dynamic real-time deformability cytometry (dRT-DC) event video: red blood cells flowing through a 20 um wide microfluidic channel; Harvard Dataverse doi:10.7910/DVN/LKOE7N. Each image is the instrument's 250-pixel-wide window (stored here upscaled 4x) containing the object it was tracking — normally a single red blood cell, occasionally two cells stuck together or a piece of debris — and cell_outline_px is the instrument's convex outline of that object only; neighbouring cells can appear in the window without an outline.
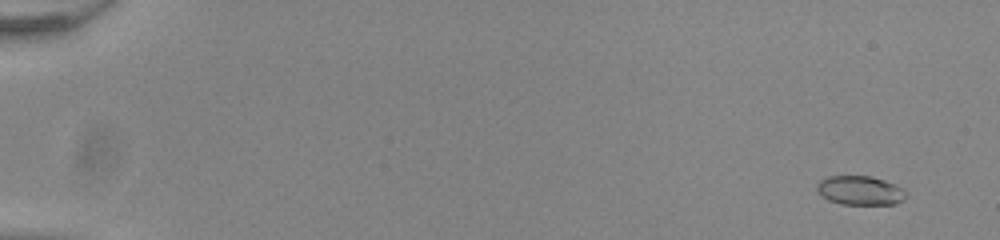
{"species": "common noctule bat (a hibernating species)", "species_latin": "Nyctalus noctula", "temperature_condition": "room temperature", "stored_images_in_passage": 55, "camera_frame_rate_fps": 3000, "um_per_image_px": 0.085, "animal": {"sex": "male", "body_mass_g": 20.0, "forearm_length_mm": 53.3}, "frame": {"image": 1, "passage_image": 4, "time_ms": 1.0, "image_size_px": [1000, 240], "cell_outline_px": [[908, 196], [904, 200], [896, 204], [840, 204], [828, 200], [820, 196], [816, 192], [816, 184], [820, 180], [828, 176], [872, 176], [896, 184]], "centroid_in_image_um": [73.07, 16.19], "position_along_channel_um": 11.9, "area_um2": 15.32}}
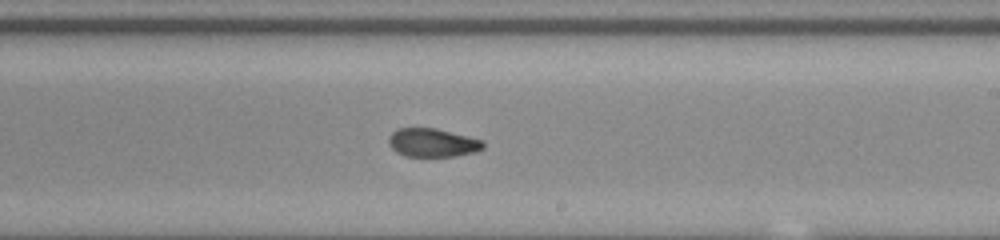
{"frame": {"image": 2, "passage_image": 35, "time_ms": 11.333, "image_size_px": [1000, 240], "cell_outline_px": [[484, 148], [476, 152], [456, 156], [404, 156], [396, 152], [388, 144], [388, 136], [396, 128], [436, 128], [480, 140], [484, 144]], "centroid_in_image_um": [36.71, 12.13], "position_along_channel_um": 252.3, "area_um2": 15.66}}
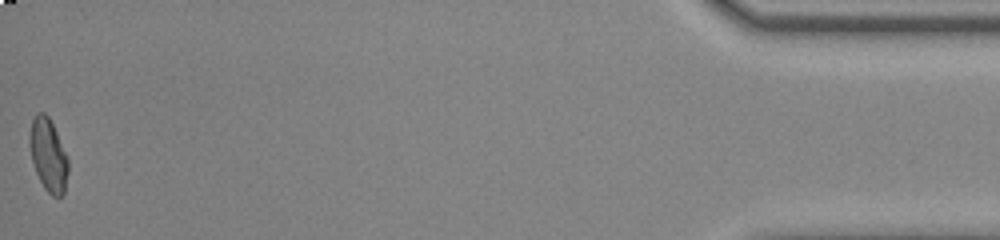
{"frame": {"image": 3, "passage_image": 55, "time_ms": 18.0, "image_size_px": [1000, 240], "cell_outline_px": [[68, 172], [64, 192], [60, 196], [52, 196], [44, 188], [36, 172], [32, 160], [28, 144], [28, 136], [32, 120], [36, 112], [44, 112], [48, 116], [68, 156]], "centroid_in_image_um": [4.09, 13.15], "position_along_channel_um": 431.1, "area_um2": 16.42}, "authors_computed_cell_mechanics": {"area_um2": 15.9528, "velocity_mm_per_s": 3.9391, "shape_relaxation_time_tau1_ms": null, "shape_relaxation_time_tau2_ms": 1.8623, "deformation_change_tau1": null, "deformation_change_tau2": 0.0714}}